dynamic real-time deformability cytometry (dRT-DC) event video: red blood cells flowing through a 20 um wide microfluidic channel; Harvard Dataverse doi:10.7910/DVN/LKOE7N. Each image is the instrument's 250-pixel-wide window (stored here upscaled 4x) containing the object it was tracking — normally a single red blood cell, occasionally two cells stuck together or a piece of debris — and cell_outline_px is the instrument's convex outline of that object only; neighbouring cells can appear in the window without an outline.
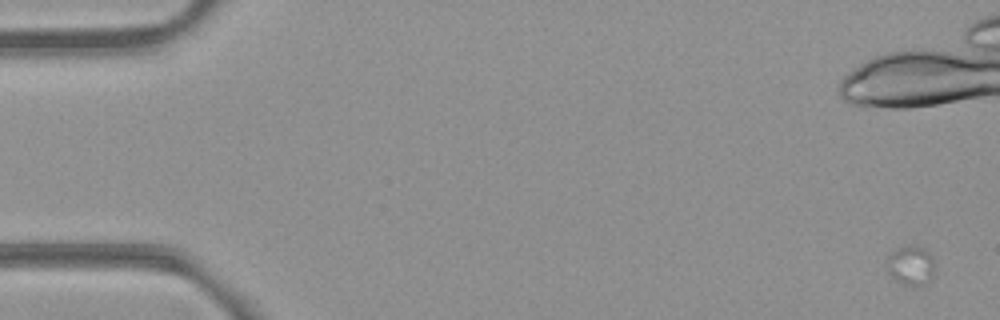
{"species": "common noctule bat (a hibernating species)", "species_latin": "Nyctalus noctula", "temperature_condition": "room temperature", "stored_images_in_passage": 16, "camera_frame_rate_fps": 3000, "um_per_image_px": 0.085, "animal": {"sex": "female", "body_mass_g": 21.9}, "frame": {"image": 1, "passage_image": 1, "time_ms": 0.0, "image_size_px": [1000, 320], "cell_outline_px": [[936, 272], [920, 288], [912, 288], [900, 284], [888, 272], [888, 256], [892, 252], [900, 248], [924, 248], [936, 264]], "centroid_in_image_um": [77.46, 22.67], "position_along_channel_um": 7.5, "area_um2": 10.92}}